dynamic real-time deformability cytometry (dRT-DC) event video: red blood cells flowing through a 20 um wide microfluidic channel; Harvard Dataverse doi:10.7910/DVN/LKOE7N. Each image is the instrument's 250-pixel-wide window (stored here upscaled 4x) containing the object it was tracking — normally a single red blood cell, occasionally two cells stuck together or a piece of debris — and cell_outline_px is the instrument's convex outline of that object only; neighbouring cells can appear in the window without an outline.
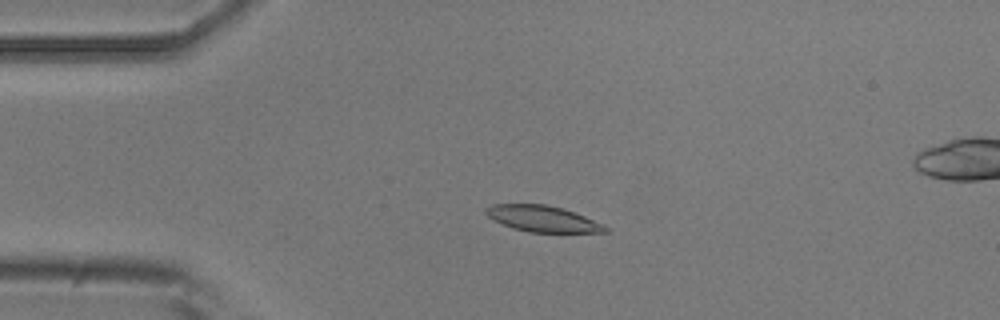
{"species": "common noctule bat (a hibernating species)", "species_latin": "Nyctalus noctula", "temperature_condition": "room temperature", "stored_images_in_passage": 55, "camera_frame_rate_fps": 3000, "um_per_image_px": 0.085, "animal": {"sex": "male", "body_mass_g": 20.5, "forearm_length_mm": 52.5}, "frame": {"image": 1, "passage_image": 12, "time_ms": 3.667, "image_size_px": [1000, 320], "cell_outline_px": [[608, 232], [528, 232], [512, 228], [488, 216], [484, 212], [484, 208], [492, 204], [544, 204], [564, 208], [584, 216], [608, 228]], "centroid_in_image_um": [46.08, 18.58], "position_along_channel_um": 38.9, "area_um2": 17.92}}
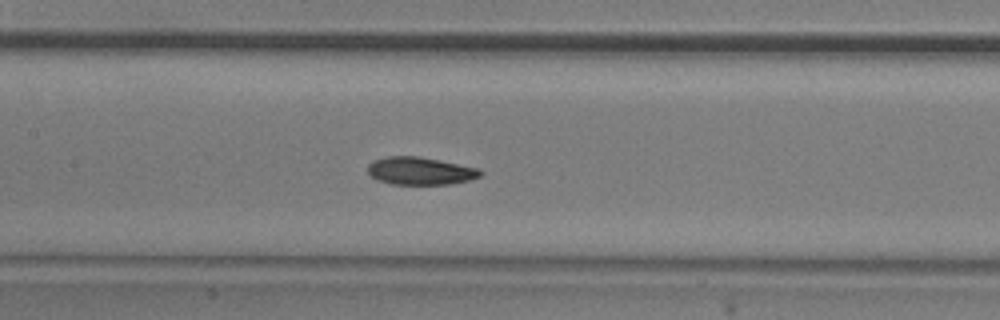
{"frame": {"image": 2, "passage_image": 25, "time_ms": 8.0, "image_size_px": [1000, 320], "cell_outline_px": [[484, 172], [480, 176], [468, 180], [452, 184], [392, 184], [376, 180], [368, 176], [368, 164], [372, 160], [388, 156], [416, 156], [440, 160], [480, 168]], "centroid_in_image_um": [35.7, 14.53], "position_along_channel_um": 171.7, "area_um2": 18.38}}
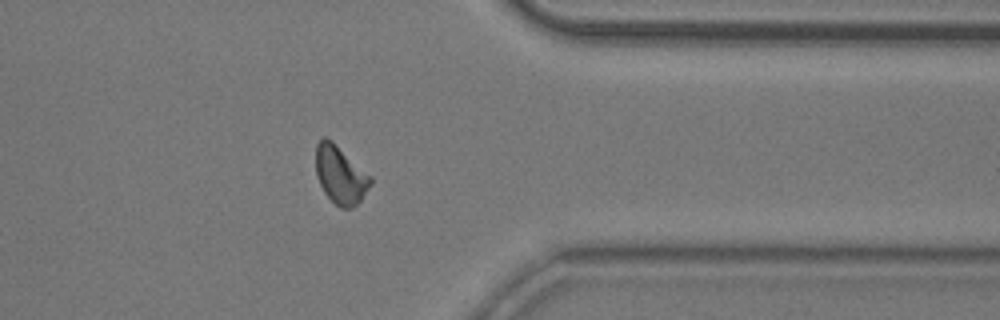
{"frame": {"image": 3, "passage_image": 43, "time_ms": 14.0, "image_size_px": [1000, 320], "cell_outline_px": [[372, 184], [360, 200], [352, 208], [340, 208], [324, 192], [316, 176], [316, 144], [324, 136], [332, 140], [372, 176]], "centroid_in_image_um": [28.94, 14.84], "position_along_channel_um": 382.5, "area_um2": 18.5}, "authors_computed_cell_mechanics": {"area_um2": 18.496, "velocity_mm_per_s": 3.6986, "shape_relaxation_time_tau1_ms": 4.2764, "shape_relaxation_time_tau2_ms": 3.9063, "deformation_change_tau1": 0.1237, "deformation_change_tau2": 0.0958}}